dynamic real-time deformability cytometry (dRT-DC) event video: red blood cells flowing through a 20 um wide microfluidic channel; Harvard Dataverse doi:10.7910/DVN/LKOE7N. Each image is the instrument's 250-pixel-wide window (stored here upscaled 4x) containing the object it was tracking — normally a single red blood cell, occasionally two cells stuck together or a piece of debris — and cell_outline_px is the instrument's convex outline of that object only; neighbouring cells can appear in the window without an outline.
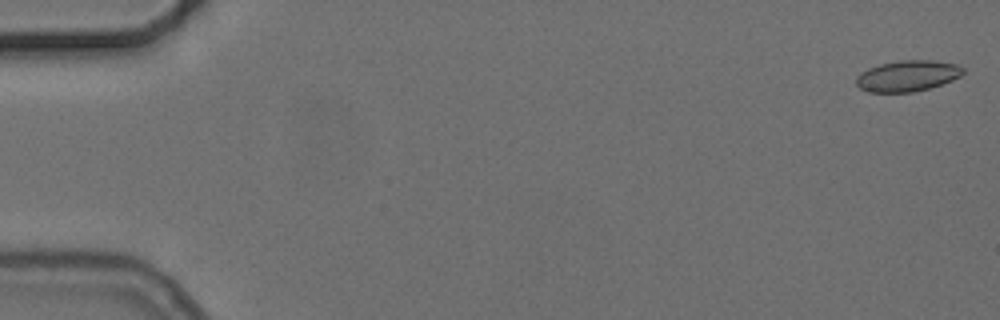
{"species": "common noctule bat (a hibernating species)", "species_latin": "Nyctalus noctula", "temperature_condition": "cold", "stored_images_in_passage": 13, "camera_frame_rate_fps": 3000, "um_per_image_px": 0.085, "animal": {"sex": "female", "body_mass_g": 24.6, "forearm_length_mm": 56.2}, "frame": {"image": 1, "passage_image": 1, "time_ms": 0.0, "image_size_px": [1000, 320], "cell_outline_px": [[964, 72], [960, 76], [952, 80], [928, 88], [912, 92], [868, 92], [860, 88], [856, 84], [856, 76], [860, 72], [868, 68], [880, 64], [900, 60], [932, 60], [956, 64], [964, 68]], "centroid_in_image_um": [77.11, 6.44], "position_along_channel_um": 7.9, "area_um2": 19.25}}